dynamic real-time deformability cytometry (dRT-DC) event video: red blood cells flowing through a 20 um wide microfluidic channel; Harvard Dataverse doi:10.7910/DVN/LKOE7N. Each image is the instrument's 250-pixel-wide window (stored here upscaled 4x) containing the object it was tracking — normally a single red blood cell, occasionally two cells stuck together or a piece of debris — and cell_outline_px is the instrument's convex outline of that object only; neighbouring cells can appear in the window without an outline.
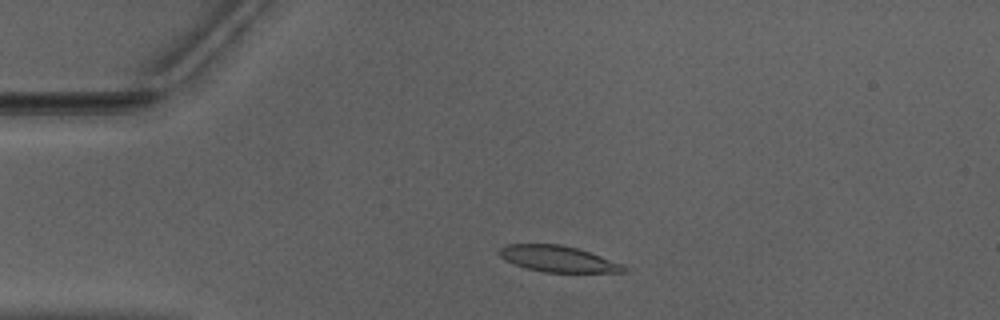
{"species": "Egyptian fruit bat (a non-hibernating species)", "species_latin": "Rousettus aegyptiacus", "temperature_condition": "warm", "stored_images_in_passage": 46, "camera_frame_rate_fps": 3000, "um_per_image_px": 0.085, "animal": {"sex": "male"}, "frame": {"image": 1, "passage_image": 6, "time_ms": 1.667, "image_size_px": [1000, 320], "cell_outline_px": [[628, 268], [624, 272], [544, 272], [528, 268], [504, 260], [496, 252], [504, 244], [560, 244], [576, 248], [624, 264]], "centroid_in_image_um": [47.4, 22.0], "position_along_channel_um": 37.6, "area_um2": 18.84}}
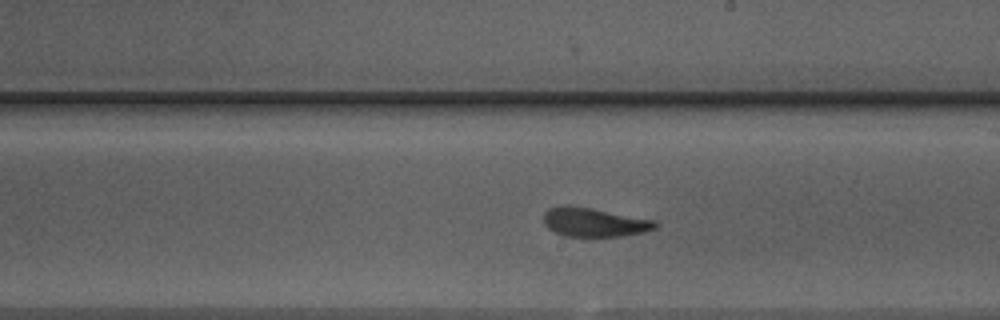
{"frame": {"image": 2, "passage_image": 24, "time_ms": 7.667, "image_size_px": [1000, 320], "cell_outline_px": [[660, 224], [656, 228], [644, 232], [620, 236], [564, 236], [548, 228], [544, 224], [544, 212], [548, 208], [560, 204], [568, 204], [592, 208], [656, 220]], "centroid_in_image_um": [50.5, 18.87], "position_along_channel_um": 238.5, "area_um2": 19.07}}
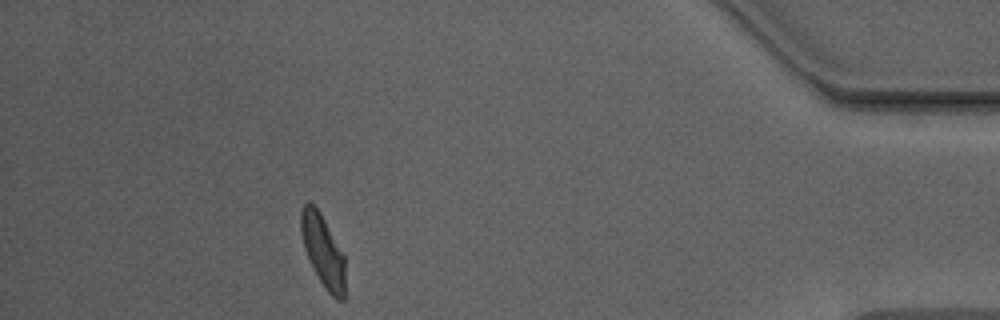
{"frame": {"image": 3, "passage_image": 41, "time_ms": 13.333, "image_size_px": [1000, 320], "cell_outline_px": [[344, 300], [336, 300], [324, 288], [304, 248], [300, 232], [300, 212], [304, 204], [308, 200], [312, 200], [320, 212], [344, 252]], "centroid_in_image_um": [27.44, 21.25], "position_along_channel_um": 407.8, "area_um2": 18.73}, "authors_computed_cell_mechanics": {"area_um2": 19.1607, "velocity_mm_per_s": 3.9501, "shape_relaxation_time_tau1_ms": 4.7851, "shape_relaxation_time_tau2_ms": 1.6225, "deformation_change_tau1": 0.1792, "deformation_change_tau2": 0.0869}}